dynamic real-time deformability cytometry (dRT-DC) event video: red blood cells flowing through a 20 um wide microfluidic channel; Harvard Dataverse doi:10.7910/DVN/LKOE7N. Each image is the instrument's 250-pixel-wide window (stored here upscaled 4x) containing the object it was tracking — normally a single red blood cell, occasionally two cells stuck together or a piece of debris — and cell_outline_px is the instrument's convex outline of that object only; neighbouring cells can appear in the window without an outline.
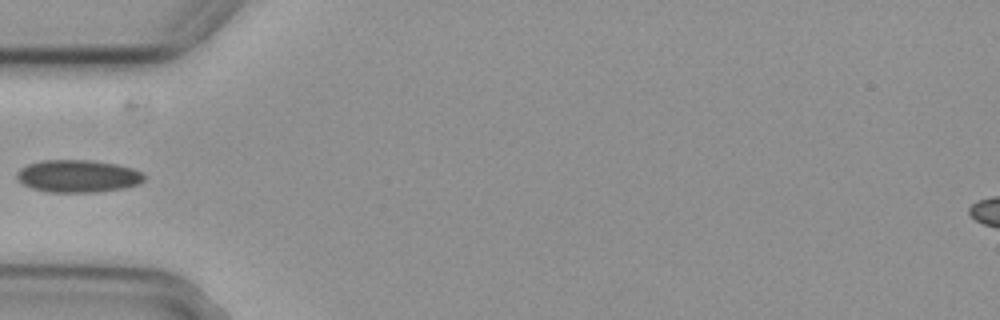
{"species": "common noctule bat (a hibernating species)", "species_latin": "Nyctalus noctula", "temperature_condition": "cold", "stored_images_in_passage": 5, "camera_frame_rate_fps": 3000, "um_per_image_px": 0.085, "animal": {"sex": "female", "body_mass_g": 29.2, "forearm_length_mm": 56.3}, "frame": {"image": 1, "passage_image": 4, "time_ms": 1.0, "image_size_px": [1000, 320], "cell_outline_px": [[144, 180], [140, 184], [124, 188], [96, 192], [48, 192], [32, 188], [24, 184], [16, 176], [20, 168], [28, 164], [44, 160], [88, 160], [116, 164], [132, 168], [140, 172], [144, 176]], "centroid_in_image_um": [6.64, 14.97], "position_along_channel_um": 78.4, "area_um2": 23.93}}
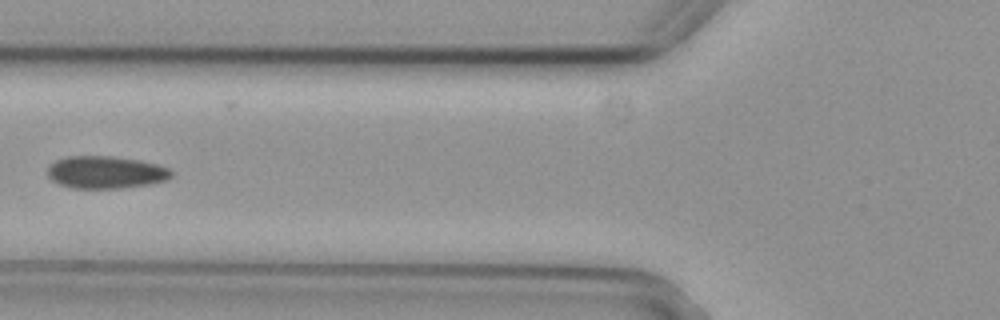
{"frame": {"image": 2, "passage_image": 5, "time_ms": 1.333, "image_size_px": [1000, 320], "cell_outline_px": [[172, 176], [164, 180], [148, 184], [124, 188], [72, 188], [60, 184], [52, 180], [48, 176], [48, 168], [56, 160], [68, 156], [108, 156], [140, 160], [156, 164], [168, 168], [172, 172]], "centroid_in_image_um": [8.98, 14.64], "position_along_channel_um": 116.8, "area_um2": 23.18}}